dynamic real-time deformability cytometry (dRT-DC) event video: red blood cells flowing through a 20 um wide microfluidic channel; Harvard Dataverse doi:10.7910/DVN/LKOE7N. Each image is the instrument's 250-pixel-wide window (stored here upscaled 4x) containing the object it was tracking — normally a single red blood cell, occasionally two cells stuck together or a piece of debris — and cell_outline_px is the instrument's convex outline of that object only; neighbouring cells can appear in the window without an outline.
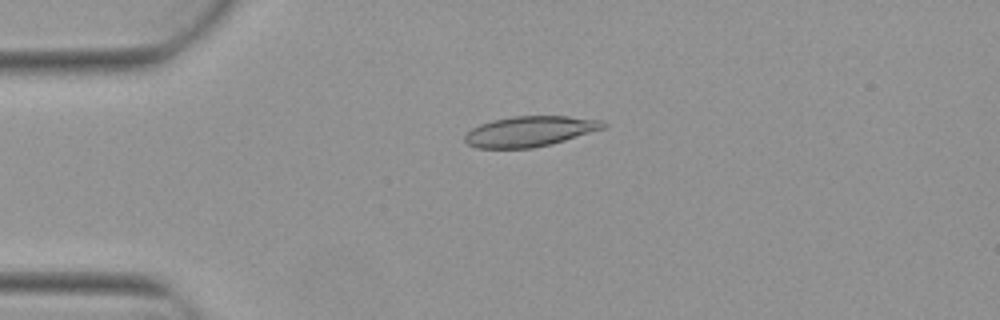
{"species": "Egyptian fruit bat (a non-hibernating species)", "species_latin": "Rousettus aegyptiacus", "temperature_condition": "warm", "stored_images_in_passage": 2, "camera_frame_rate_fps": 3000, "um_per_image_px": 0.085, "animal": {"sex": "female"}, "frame": {"image": 1, "passage_image": 2, "time_ms": 0.333, "image_size_px": [1000, 320], "cell_outline_px": [[608, 124], [604, 128], [552, 144], [532, 148], [476, 148], [468, 144], [464, 140], [464, 136], [472, 128], [480, 124], [492, 120], [512, 116], [568, 116], [604, 120]], "centroid_in_image_um": [45.04, 11.16], "position_along_channel_um": 40.0, "area_um2": 24.57}}